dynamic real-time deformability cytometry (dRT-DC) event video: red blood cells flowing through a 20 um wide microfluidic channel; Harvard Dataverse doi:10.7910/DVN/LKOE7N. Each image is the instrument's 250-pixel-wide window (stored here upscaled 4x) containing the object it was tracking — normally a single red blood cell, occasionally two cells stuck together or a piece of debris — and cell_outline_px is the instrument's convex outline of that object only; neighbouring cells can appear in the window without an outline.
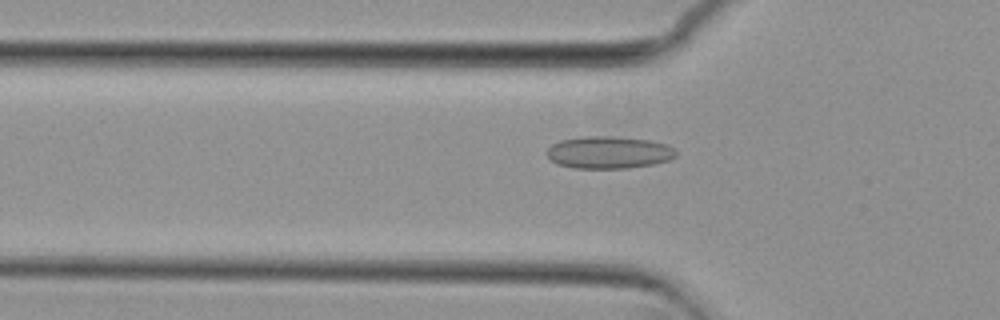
{"species": "common noctule bat (a hibernating species)", "species_latin": "Nyctalus noctula", "temperature_condition": "cold", "stored_images_in_passage": 52, "camera_frame_rate_fps": 3000, "um_per_image_px": 0.085, "animal": {"sex": "female", "body_mass_g": 29.2, "forearm_length_mm": 56.3}, "frame": {"image": 1, "passage_image": 15, "time_ms": 4.667, "image_size_px": [1000, 320], "cell_outline_px": [[676, 156], [668, 160], [652, 164], [628, 168], [572, 168], [556, 164], [544, 152], [552, 144], [560, 140], [584, 136], [612, 136], [648, 140], [668, 144], [676, 152]], "centroid_in_image_um": [51.71, 12.95], "position_along_channel_um": 74.1, "area_um2": 24.33}}
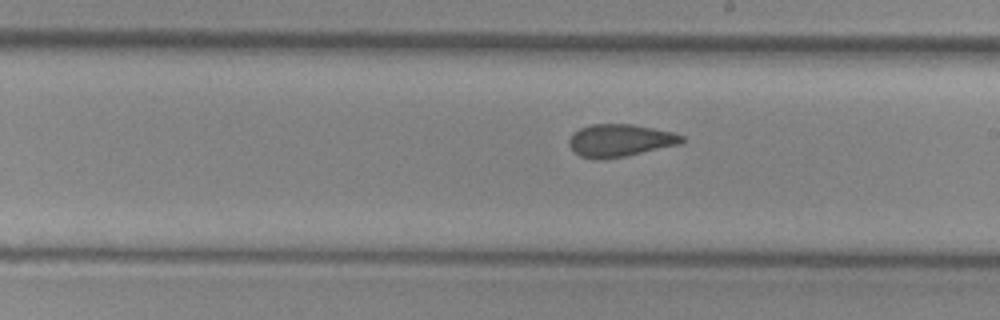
{"frame": {"image": 2, "passage_image": 28, "time_ms": 9.0, "image_size_px": [1000, 320], "cell_outline_px": [[688, 140], [680, 144], [624, 156], [600, 160], [596, 160], [580, 156], [568, 144], [568, 140], [572, 132], [580, 128], [592, 124], [632, 124], [672, 132], [684, 136]], "centroid_in_image_um": [52.69, 11.93], "position_along_channel_um": 236.3, "area_um2": 21.39}}
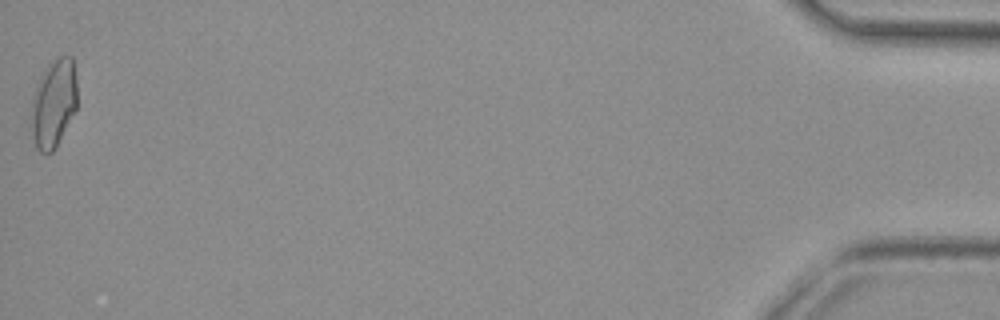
{"frame": {"image": 3, "passage_image": 52, "time_ms": 17.0, "image_size_px": [1000, 320], "cell_outline_px": [[76, 108], [56, 148], [52, 152], [40, 152], [36, 148], [32, 128], [32, 96], [40, 76], [48, 64], [56, 56], [72, 56], [76, 80]], "centroid_in_image_um": [4.56, 8.76], "position_along_channel_um": 430.6, "area_um2": 23.41}, "authors_computed_cell_mechanics": {"area_um2": 21.964, "velocity_mm_per_s": 3.732, "shape_relaxation_time_tau1_ms": null, "shape_relaxation_time_tau2_ms": 1.7003, "deformation_change_tau1": null, "deformation_change_tau2": 0.0795}}